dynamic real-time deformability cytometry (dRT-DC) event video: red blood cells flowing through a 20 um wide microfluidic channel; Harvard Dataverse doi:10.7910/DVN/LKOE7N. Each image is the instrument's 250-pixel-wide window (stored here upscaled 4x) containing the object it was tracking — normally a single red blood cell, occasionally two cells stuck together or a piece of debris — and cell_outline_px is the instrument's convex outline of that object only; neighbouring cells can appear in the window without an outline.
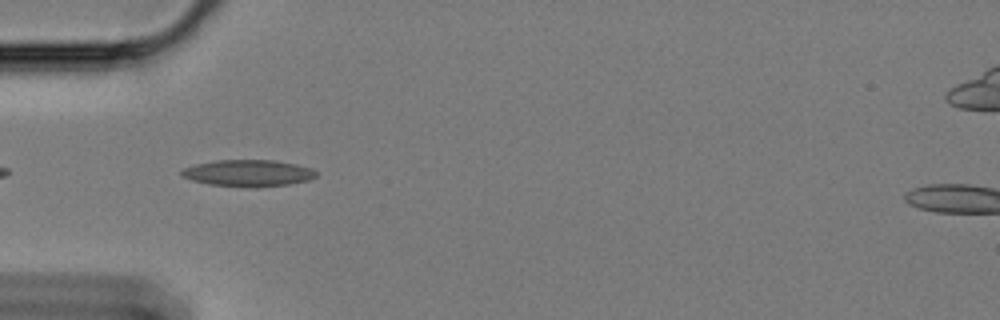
{"species": "Egyptian fruit bat (a non-hibernating species)", "species_latin": "Rousettus aegyptiacus", "temperature_condition": "cold", "stored_images_in_passage": 20, "camera_frame_rate_fps": 3000, "um_per_image_px": 0.085, "animal": {"sex": "female"}, "frame": {"image": 1, "passage_image": 2, "time_ms": 0.333, "image_size_px": [1000, 320], "cell_outline_px": [[316, 176], [308, 180], [288, 184], [256, 188], [248, 188], [208, 184], [192, 180], [180, 176], [180, 168], [196, 164], [216, 160], [276, 160], [296, 164], [312, 168], [316, 172]], "centroid_in_image_um": [21.05, 14.72], "position_along_channel_um": 63.9, "area_um2": 21.21}}
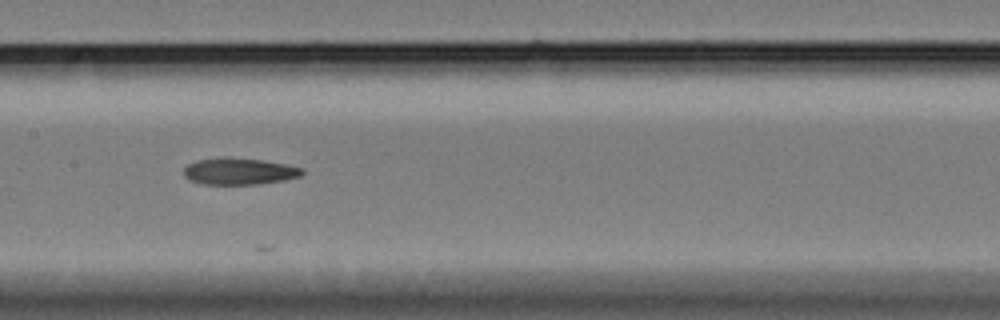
{"frame": {"image": 2, "passage_image": 13, "time_ms": 4.0, "image_size_px": [1000, 320], "cell_outline_px": [[304, 172], [300, 176], [284, 180], [260, 184], [200, 184], [188, 180], [184, 176], [184, 168], [188, 164], [196, 160], [220, 156], [224, 156], [264, 160], [304, 168]], "centroid_in_image_um": [20.3, 14.55], "position_along_channel_um": 187.1, "area_um2": 18.73}}
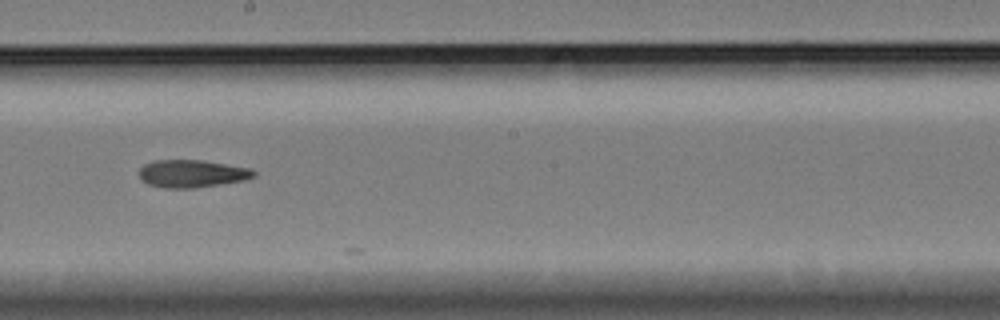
{"frame": {"image": 3, "passage_image": 17, "time_ms": 5.333, "image_size_px": [1000, 320], "cell_outline_px": [[256, 176], [244, 180], [192, 188], [164, 188], [148, 184], [140, 180], [140, 168], [144, 164], [152, 160], [204, 160], [252, 168], [256, 172]], "centroid_in_image_um": [16.31, 14.74], "position_along_channel_um": 231.9, "area_um2": 18.55}}